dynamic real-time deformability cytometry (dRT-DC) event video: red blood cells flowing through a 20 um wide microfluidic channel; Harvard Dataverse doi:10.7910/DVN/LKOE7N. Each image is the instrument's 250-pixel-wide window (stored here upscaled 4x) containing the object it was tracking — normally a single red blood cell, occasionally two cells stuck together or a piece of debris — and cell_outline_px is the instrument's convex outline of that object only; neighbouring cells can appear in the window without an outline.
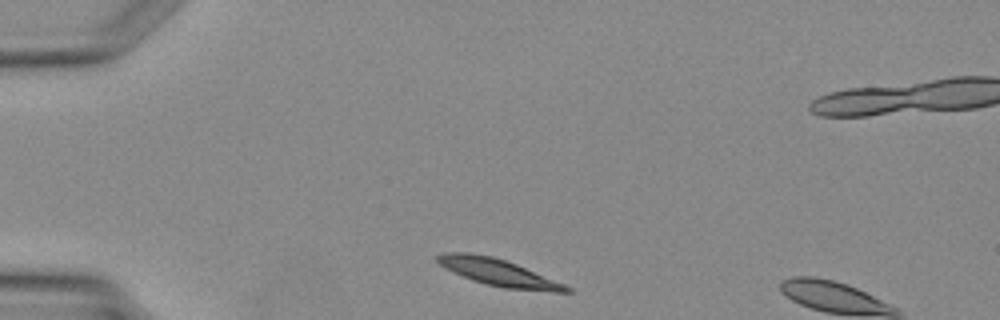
{"species": "Egyptian fruit bat (a non-hibernating species)", "species_latin": "Rousettus aegyptiacus", "temperature_condition": "warm", "stored_images_in_passage": 2, "camera_frame_rate_fps": 3000, "um_per_image_px": 0.085, "animal": {"sex": "female"}, "frame": {"image": 1, "passage_image": 1, "time_ms": 0.0, "image_size_px": [1000, 320], "cell_outline_px": [[572, 292], [552, 292], [504, 288], [472, 280], [444, 268], [436, 260], [436, 256], [444, 252], [468, 252], [492, 256], [516, 264], [564, 284], [572, 288]], "centroid_in_image_um": [42.35, 23.16], "position_along_channel_um": 42.7, "area_um2": 20.06}}